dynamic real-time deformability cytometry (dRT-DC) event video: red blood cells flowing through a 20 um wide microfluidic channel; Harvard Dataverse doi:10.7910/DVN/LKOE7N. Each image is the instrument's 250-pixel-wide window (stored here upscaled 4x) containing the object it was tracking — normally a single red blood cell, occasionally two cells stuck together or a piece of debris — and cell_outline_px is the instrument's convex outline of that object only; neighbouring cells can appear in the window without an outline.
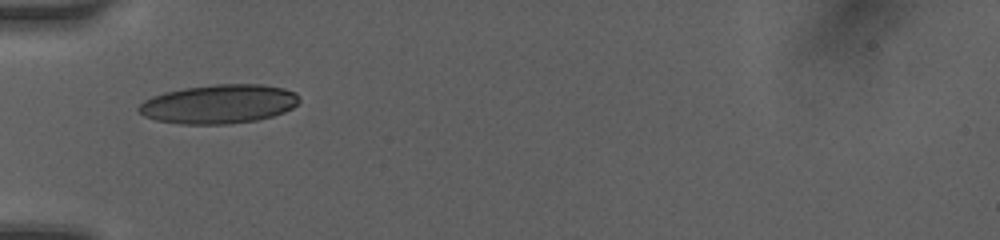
{"species": "human", "species_latin": "Homo sapiens", "temperature_condition": "room temperature", "stored_images_in_passage": 29, "camera_frame_rate_fps": 3000, "um_per_image_px": 0.085, "donor": {"sex": "female"}, "frame": {"image": 1, "passage_image": 1, "time_ms": 0.0, "image_size_px": [1000, 240], "cell_outline_px": [[300, 100], [292, 108], [284, 112], [272, 116], [256, 120], [228, 124], [180, 124], [156, 120], [144, 116], [136, 108], [144, 100], [152, 96], [164, 92], [184, 88], [216, 84], [264, 84], [284, 88], [296, 92], [300, 96]], "centroid_in_image_um": [18.61, 8.83], "position_along_channel_um": 66.4, "area_um2": 36.65}}
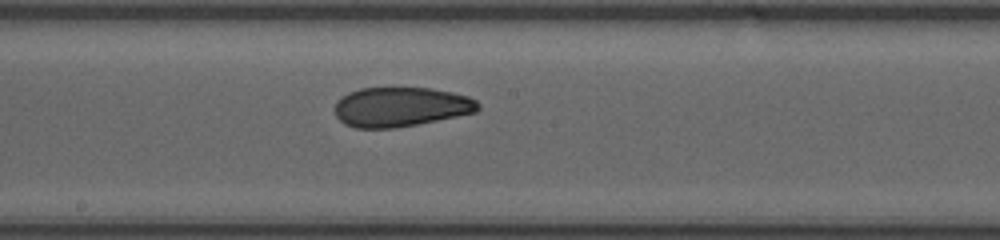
{"frame": {"image": 2, "passage_image": 12, "time_ms": 3.667, "image_size_px": [1000, 240], "cell_outline_px": [[480, 108], [476, 112], [396, 128], [356, 128], [344, 124], [336, 116], [332, 108], [336, 100], [340, 96], [348, 92], [360, 88], [432, 88], [452, 92], [468, 96], [476, 100], [480, 104]], "centroid_in_image_um": [34.01, 9.08], "position_along_channel_um": 214.2, "area_um2": 33.29}}
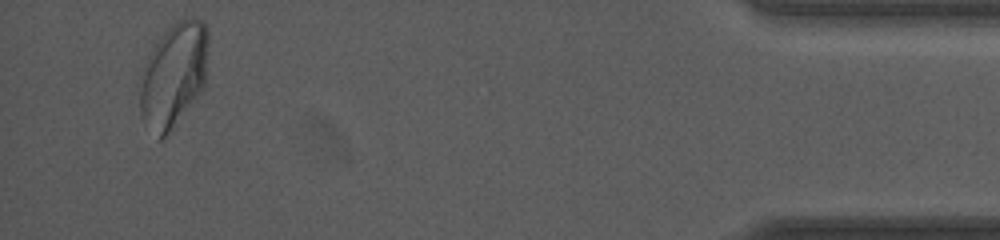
{"frame": {"image": 3, "passage_image": 27, "time_ms": 10.333, "image_size_px": [1000, 240], "cell_outline_px": [[208, 40], [204, 88], [168, 132], [160, 140], [156, 140], [140, 116], [140, 72], [152, 48], [164, 32], [176, 20], [184, 16], [196, 16], [208, 24]], "centroid_in_image_um": [14.75, 6.32], "position_along_channel_um": 420.5, "area_um2": 42.08}, "authors_computed_cell_mechanics": {"area_um2": 36.3562, "velocity_mm_per_s": 4.1084, "shape_relaxation_time_tau1_ms": 6.9578, "shape_relaxation_time_tau2_ms": 1.8135, "deformation_change_tau1": 0.1693, "deformation_change_tau2": 0.0708}}